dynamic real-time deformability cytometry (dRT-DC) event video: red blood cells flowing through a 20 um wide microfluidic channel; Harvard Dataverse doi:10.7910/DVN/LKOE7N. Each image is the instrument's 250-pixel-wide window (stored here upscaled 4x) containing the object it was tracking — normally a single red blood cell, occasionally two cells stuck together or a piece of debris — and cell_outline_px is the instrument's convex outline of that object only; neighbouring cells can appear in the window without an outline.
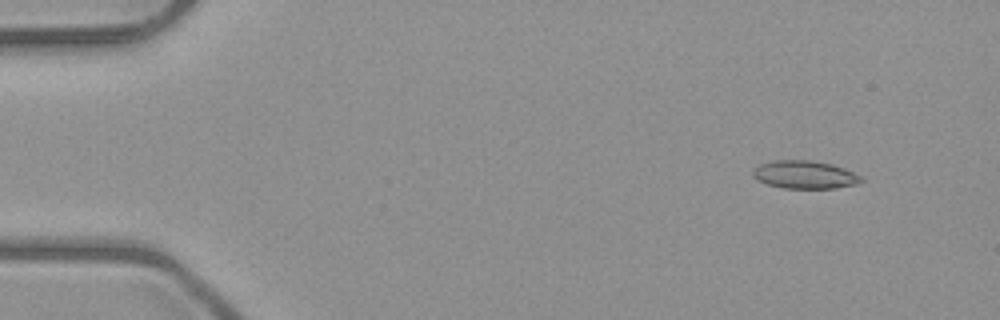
{"species": "common noctule bat (a hibernating species)", "species_latin": "Nyctalus noctula", "temperature_condition": "room temperature", "stored_images_in_passage": 4, "camera_frame_rate_fps": 3000, "um_per_image_px": 0.085, "animal": {"sex": "male", "body_mass_g": 23.1, "forearm_length_mm": 52.7}, "frame": {"image": 1, "passage_image": 1, "time_ms": 0.0, "image_size_px": [1000, 320], "cell_outline_px": [[864, 180], [856, 184], [836, 188], [784, 188], [768, 184], [756, 180], [752, 176], [752, 172], [760, 164], [772, 160], [808, 160], [832, 164], [844, 168], [860, 176]], "centroid_in_image_um": [68.38, 14.85], "position_along_channel_um": 16.6, "area_um2": 17.57}}
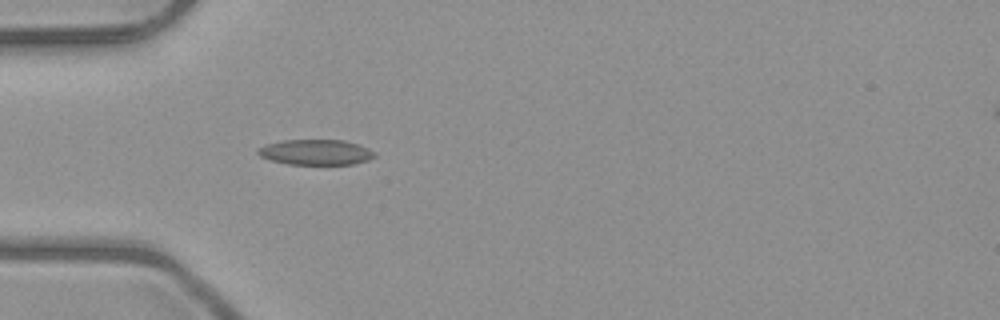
{"frame": {"image": 2, "passage_image": 4, "time_ms": 3.667, "image_size_px": [1000, 320], "cell_outline_px": [[376, 156], [368, 160], [352, 164], [288, 164], [272, 160], [260, 156], [256, 152], [256, 148], [264, 144], [284, 140], [344, 140], [360, 144], [376, 152]], "centroid_in_image_um": [26.84, 12.93], "position_along_channel_um": 58.2, "area_um2": 17.4}}